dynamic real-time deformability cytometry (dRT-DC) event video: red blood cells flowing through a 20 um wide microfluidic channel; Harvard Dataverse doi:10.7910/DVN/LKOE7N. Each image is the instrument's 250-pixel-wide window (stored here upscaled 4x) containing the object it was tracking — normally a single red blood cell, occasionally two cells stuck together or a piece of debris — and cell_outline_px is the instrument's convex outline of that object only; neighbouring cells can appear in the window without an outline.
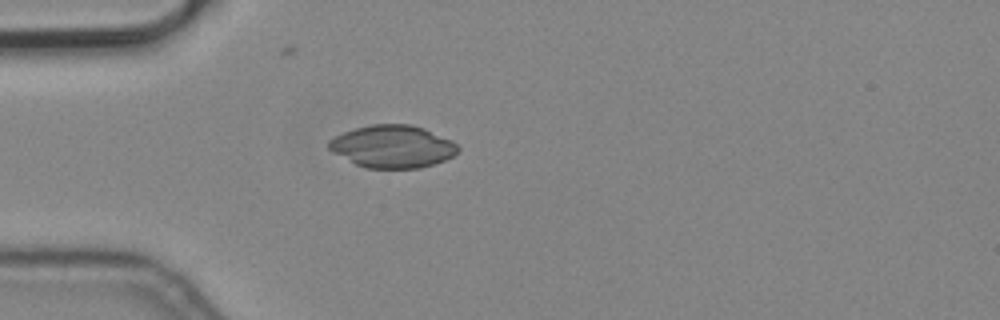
{"species": "common noctule bat (a hibernating species)", "species_latin": "Nyctalus noctula", "temperature_condition": "cold", "stored_images_in_passage": 6, "segment_of_instrument_passage": [2, 2], "camera_frame_rate_fps": 3000, "um_per_image_px": 0.085, "animal": {"sex": "male", "body_mass_g": 19.2, "forearm_length_mm": 51.8}, "frame": {"image": 1, "passage_image": 5, "time_ms": 1.333, "image_size_px": [1000, 320], "cell_outline_px": [[460, 148], [452, 156], [444, 160], [420, 168], [364, 168], [332, 152], [328, 148], [328, 140], [344, 132], [356, 128], [372, 124], [412, 124], [424, 128], [452, 140]], "centroid_in_image_um": [33.36, 12.45], "position_along_channel_um": 51.6, "area_um2": 31.91}}